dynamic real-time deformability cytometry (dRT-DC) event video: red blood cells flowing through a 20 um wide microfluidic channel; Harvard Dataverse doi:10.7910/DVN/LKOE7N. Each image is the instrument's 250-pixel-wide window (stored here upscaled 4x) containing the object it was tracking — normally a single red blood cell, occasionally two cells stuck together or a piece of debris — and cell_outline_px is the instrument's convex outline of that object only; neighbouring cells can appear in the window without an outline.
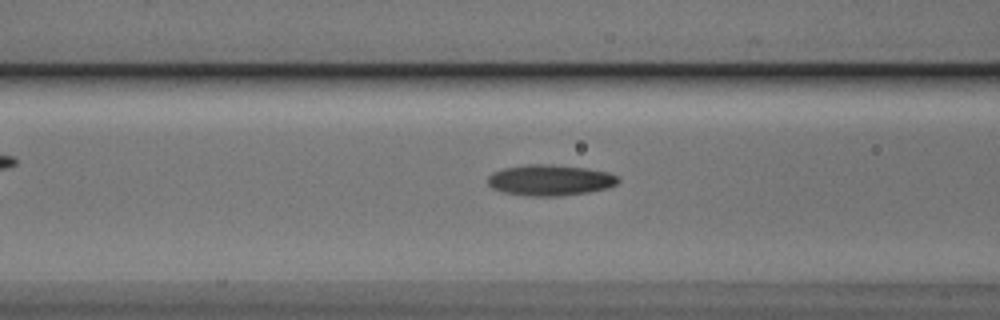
{"species": "Egyptian fruit bat (a non-hibernating species)", "species_latin": "Rousettus aegyptiacus", "temperature_condition": "cold", "stored_images_in_passage": 51, "camera_frame_rate_fps": 3000, "um_per_image_px": 0.085, "animal": {"sex": "male"}, "frame": {"image": 1, "passage_image": 19, "time_ms": 6.0, "image_size_px": [1000, 320], "cell_outline_px": [[620, 180], [616, 184], [608, 188], [588, 192], [560, 196], [532, 196], [504, 192], [492, 188], [488, 184], [488, 176], [492, 172], [504, 168], [528, 164], [552, 164], [584, 168], [608, 172], [620, 176]], "centroid_in_image_um": [46.77, 15.31], "position_along_channel_um": 119.8, "area_um2": 23.52}}
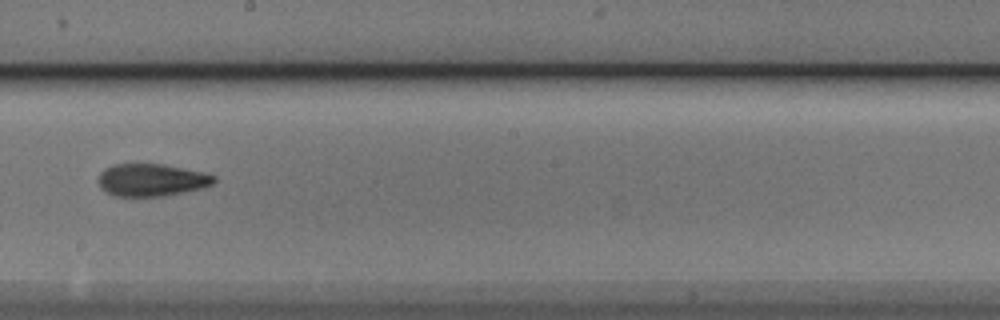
{"frame": {"image": 2, "passage_image": 28, "time_ms": 9.0, "image_size_px": [1000, 320], "cell_outline_px": [[216, 180], [212, 184], [204, 188], [164, 196], [116, 196], [104, 192], [100, 188], [96, 180], [100, 172], [104, 168], [112, 164], [164, 164], [208, 172], [216, 176]], "centroid_in_image_um": [12.88, 15.29], "position_along_channel_um": 235.3, "area_um2": 22.43}}
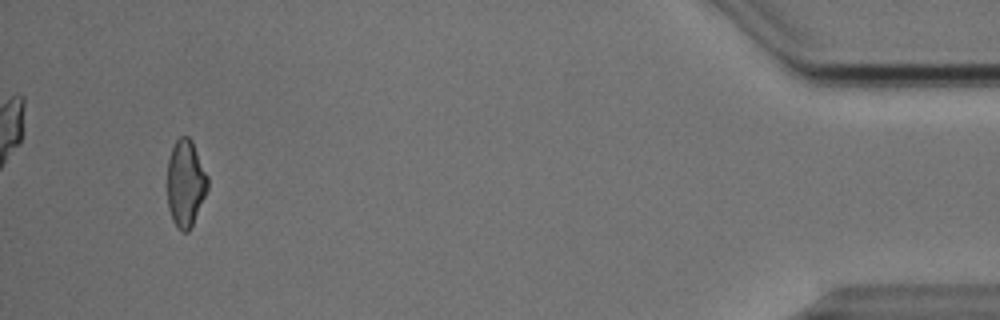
{"frame": {"image": 3, "passage_image": 48, "time_ms": 15.667, "image_size_px": [1000, 320], "cell_outline_px": [[208, 188], [192, 224], [188, 232], [180, 232], [176, 228], [172, 220], [168, 208], [168, 160], [172, 148], [176, 140], [180, 136], [188, 136], [192, 140], [208, 176]], "centroid_in_image_um": [15.77, 15.58], "position_along_channel_um": 419.4, "area_um2": 20.4}, "authors_computed_cell_mechanics": {"area_um2": 21.5016, "velocity_mm_per_s": 3.8491, "shape_relaxation_time_tau1_ms": 10.4933, "shape_relaxation_time_tau2_ms": 2.7967, "deformation_change_tau1": 0.2242, "deformation_change_tau2": 0.1111}}